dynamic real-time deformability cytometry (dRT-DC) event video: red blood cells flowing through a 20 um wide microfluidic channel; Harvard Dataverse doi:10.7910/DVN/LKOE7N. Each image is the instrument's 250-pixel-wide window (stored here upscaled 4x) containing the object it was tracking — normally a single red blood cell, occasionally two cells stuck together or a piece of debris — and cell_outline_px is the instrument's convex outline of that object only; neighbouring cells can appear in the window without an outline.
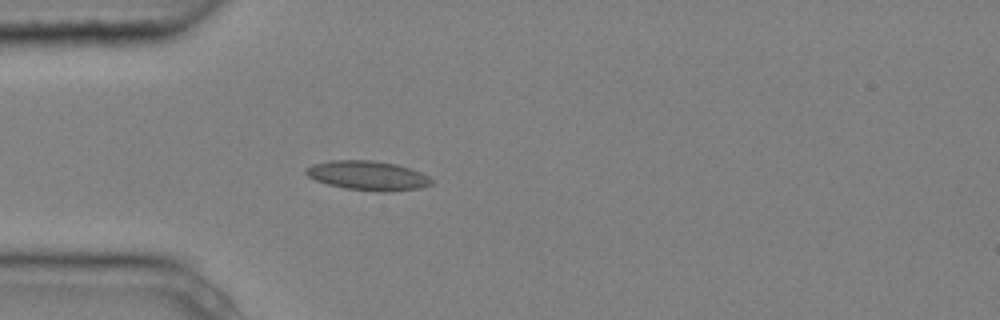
{"species": "common noctule bat (a hibernating species)", "species_latin": "Nyctalus noctula", "temperature_condition": "cold", "stored_images_in_passage": 2, "camera_frame_rate_fps": 3000, "um_per_image_px": 0.085, "animal": {"sex": "male", "body_mass_g": 20.4}, "frame": {"image": 1, "passage_image": 2, "time_ms": 0.333, "image_size_px": [1000, 320], "cell_outline_px": [[432, 184], [420, 188], [388, 192], [380, 192], [344, 188], [328, 184], [316, 180], [308, 176], [304, 172], [304, 168], [312, 164], [332, 160], [372, 160], [396, 164], [420, 172], [428, 176], [432, 180]], "centroid_in_image_um": [31.24, 14.92], "position_along_channel_um": 53.8, "area_um2": 21.5}}